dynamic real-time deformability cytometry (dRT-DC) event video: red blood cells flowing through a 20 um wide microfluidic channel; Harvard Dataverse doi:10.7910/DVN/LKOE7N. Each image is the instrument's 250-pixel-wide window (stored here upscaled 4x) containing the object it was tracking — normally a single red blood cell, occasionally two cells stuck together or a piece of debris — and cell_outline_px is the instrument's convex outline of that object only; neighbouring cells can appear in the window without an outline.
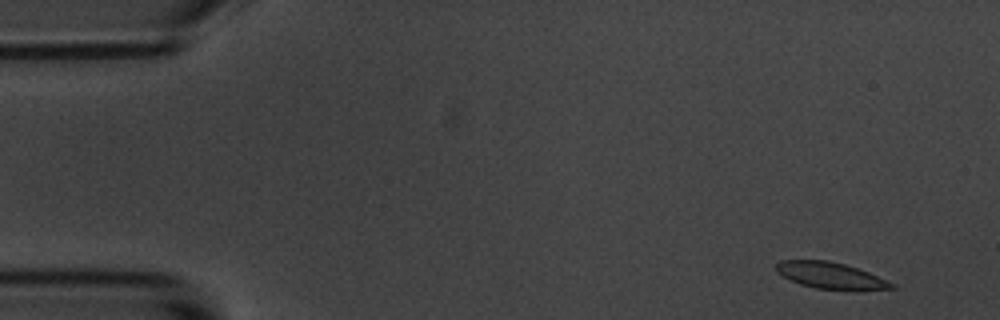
{"species": "common noctule bat (a hibernating species)", "species_latin": "Nyctalus noctula", "temperature_condition": "room temperature", "stored_images_in_passage": 2, "camera_frame_rate_fps": 3000, "um_per_image_px": 0.085, "animal": {"sex": "male", "body_mass_g": 20.1, "forearm_length_mm": 53.5}, "frame": {"image": 1, "passage_image": 1, "time_ms": 0.0, "image_size_px": [1000, 320], "cell_outline_px": [[896, 288], [816, 288], [800, 284], [776, 272], [776, 264], [780, 260], [828, 260], [844, 264], [868, 272], [896, 284]], "centroid_in_image_um": [70.53, 23.37], "position_along_channel_um": 14.5, "area_um2": 16.99}}